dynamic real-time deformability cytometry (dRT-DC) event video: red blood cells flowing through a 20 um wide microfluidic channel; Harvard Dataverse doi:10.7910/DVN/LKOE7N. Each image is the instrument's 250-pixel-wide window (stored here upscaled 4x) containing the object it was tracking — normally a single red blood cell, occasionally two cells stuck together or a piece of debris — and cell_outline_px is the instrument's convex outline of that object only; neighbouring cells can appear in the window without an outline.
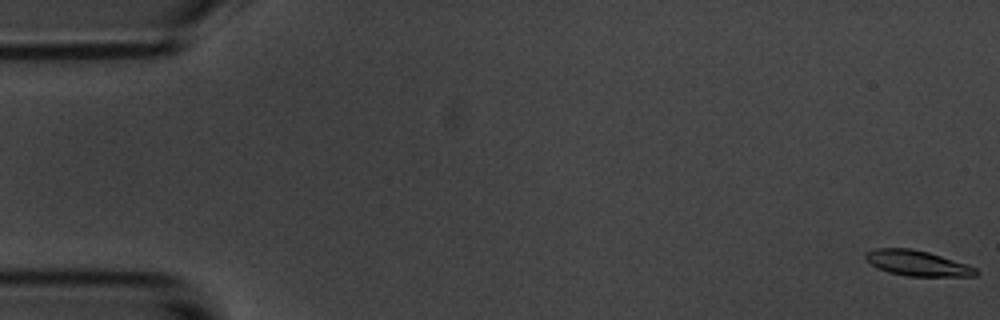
{"species": "common noctule bat (a hibernating species)", "species_latin": "Nyctalus noctula", "temperature_condition": "room temperature", "stored_images_in_passage": 57, "camera_frame_rate_fps": 3000, "um_per_image_px": 0.085, "animal": {"sex": "male", "body_mass_g": 20.1, "forearm_length_mm": 53.5}, "frame": {"image": 1, "passage_image": 1, "time_ms": 0.0, "image_size_px": [1000, 320], "cell_outline_px": [[980, 272], [976, 276], [908, 276], [888, 272], [876, 268], [864, 256], [868, 252], [876, 248], [912, 248], [928, 252], [968, 264], [976, 268]], "centroid_in_image_um": [78.01, 22.37], "position_along_channel_um": 7.0, "area_um2": 16.3}}
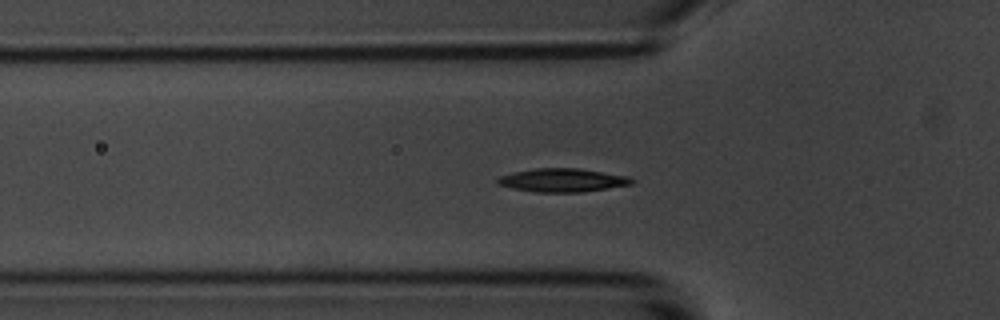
{"frame": {"image": 2, "passage_image": 19, "time_ms": 6.0, "image_size_px": [1000, 320], "cell_outline_px": [[636, 180], [632, 184], [608, 188], [580, 192], [536, 192], [512, 188], [500, 184], [496, 180], [500, 176], [516, 172], [536, 168], [580, 168], [628, 176]], "centroid_in_image_um": [47.86, 15.31], "position_along_channel_um": 77.9, "area_um2": 18.15}}
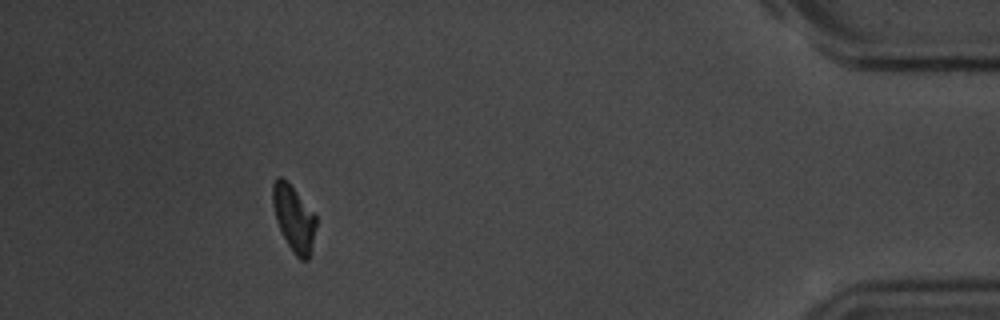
{"frame": {"image": 3, "passage_image": 52, "time_ms": 17.0, "image_size_px": [1000, 320], "cell_outline_px": [[316, 224], [312, 252], [308, 260], [300, 260], [292, 252], [276, 220], [272, 204], [272, 184], [276, 176], [280, 176], [296, 192], [316, 216]], "centroid_in_image_um": [24.97, 18.6], "position_along_channel_um": 410.2, "area_um2": 16.47}, "authors_computed_cell_mechanics": {"area_um2": 17.34, "velocity_mm_per_s": 3.5435, "shape_relaxation_time_tau1_ms": 2.6802, "shape_relaxation_time_tau2_ms": null, "deformation_change_tau1": 0.1098, "deformation_change_tau2": null}}